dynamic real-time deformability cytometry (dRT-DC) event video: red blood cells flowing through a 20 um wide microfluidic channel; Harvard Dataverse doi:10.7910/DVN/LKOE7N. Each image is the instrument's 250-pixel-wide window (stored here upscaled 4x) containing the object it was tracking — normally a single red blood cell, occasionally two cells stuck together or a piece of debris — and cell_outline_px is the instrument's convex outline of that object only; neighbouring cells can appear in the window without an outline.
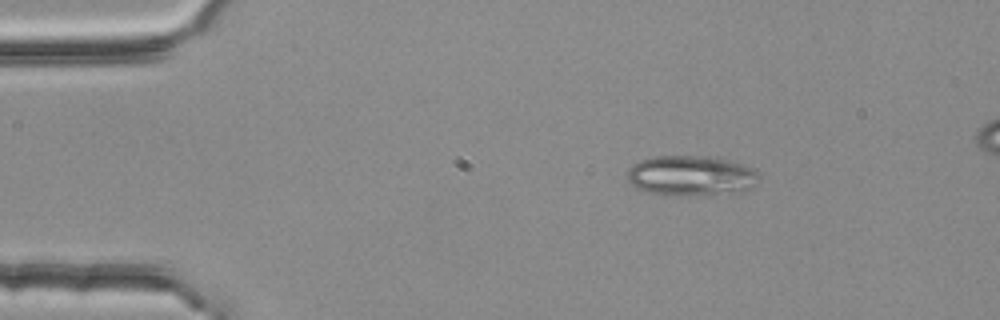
{"species": "common noctule bat (a hibernating species)", "species_latin": "Nyctalus noctula", "temperature_condition": "room temperature", "stored_images_in_passage": 3, "camera_frame_rate_fps": 3000, "um_per_image_px": 0.085, "animal": {"sex": "female", "body_mass_g": 25.1}, "frame": {"image": 1, "passage_image": 1, "time_ms": 0.0, "image_size_px": [1000, 320], "cell_outline_px": [[760, 176], [744, 192], [648, 192], [636, 188], [628, 180], [628, 168], [632, 164], [640, 160], [652, 156], [708, 156], [728, 160], [740, 164], [756, 172]], "centroid_in_image_um": [58.67, 14.86], "position_along_channel_um": 26.3, "area_um2": 29.25}}